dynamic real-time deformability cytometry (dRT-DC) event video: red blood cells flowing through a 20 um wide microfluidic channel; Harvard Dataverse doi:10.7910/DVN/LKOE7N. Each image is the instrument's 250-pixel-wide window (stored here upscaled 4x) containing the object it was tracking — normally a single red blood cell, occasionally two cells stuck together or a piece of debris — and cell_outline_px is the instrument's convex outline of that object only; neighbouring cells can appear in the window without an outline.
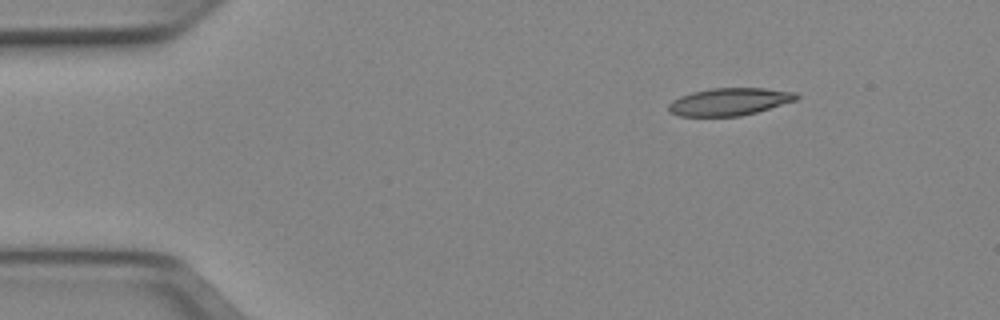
{"species": "Egyptian fruit bat (a non-hibernating species)", "species_latin": "Rousettus aegyptiacus", "temperature_condition": "cold", "stored_images_in_passage": 45, "camera_frame_rate_fps": 3000, "um_per_image_px": 0.085, "animal": {"sex": "female"}, "frame": {"image": 1, "passage_image": 1, "time_ms": 0.0, "image_size_px": [1000, 320], "cell_outline_px": [[800, 96], [796, 100], [756, 112], [740, 116], [680, 116], [668, 112], [668, 104], [672, 100], [680, 96], [692, 92], [712, 88], [764, 88], [796, 92]], "centroid_in_image_um": [61.98, 8.64], "position_along_channel_um": 23.0, "area_um2": 20.46}}
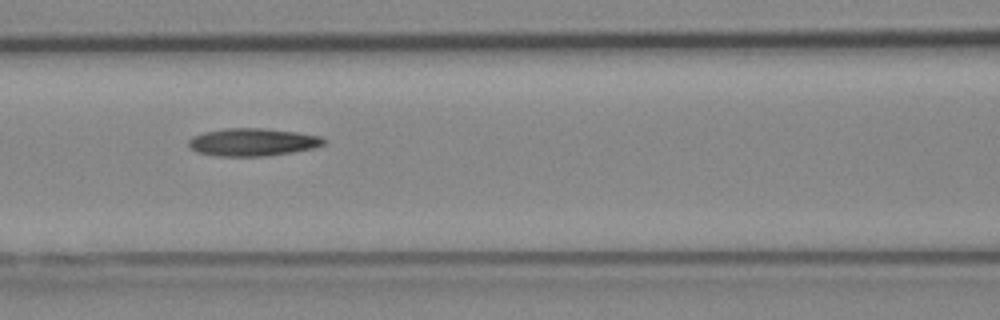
{"frame": {"image": 2, "passage_image": 16, "time_ms": 5.0, "image_size_px": [1000, 320], "cell_outline_px": [[324, 144], [312, 148], [292, 152], [264, 156], [216, 156], [196, 152], [188, 148], [188, 140], [192, 136], [204, 132], [224, 128], [264, 128], [296, 132], [320, 136], [324, 140]], "centroid_in_image_um": [21.4, 12.08], "position_along_channel_um": 145.2, "area_um2": 21.85}}
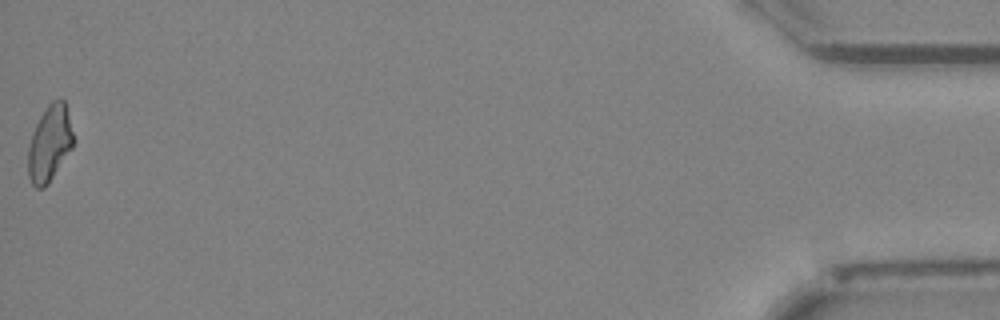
{"frame": {"image": 3, "passage_image": 45, "time_ms": 14.667, "image_size_px": [1000, 320], "cell_outline_px": [[72, 148], [48, 184], [44, 188], [36, 188], [32, 184], [28, 176], [28, 144], [32, 132], [44, 108], [52, 100], [60, 96], [64, 100], [72, 132]], "centroid_in_image_um": [4.18, 12.18], "position_along_channel_um": 431.0, "area_um2": 20.0}, "authors_computed_cell_mechanics": {"area_um2": 20.808, "velocity_mm_per_s": 3.9604, "shape_relaxation_time_tau1_ms": 9.4133, "shape_relaxation_time_tau2_ms": 6.7224, "deformation_change_tau1": 0.2169, "deformation_change_tau2": 0.1808}}